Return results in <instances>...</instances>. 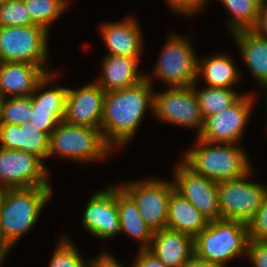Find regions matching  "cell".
I'll return each mask as SVG.
<instances>
[{
  "instance_id": "6da1fadb",
  "label": "cell",
  "mask_w": 267,
  "mask_h": 267,
  "mask_svg": "<svg viewBox=\"0 0 267 267\" xmlns=\"http://www.w3.org/2000/svg\"><path fill=\"white\" fill-rule=\"evenodd\" d=\"M145 79L126 89L105 92L101 133L114 150L128 144L148 109L154 112L153 78Z\"/></svg>"
},
{
  "instance_id": "7a4b0ae2",
  "label": "cell",
  "mask_w": 267,
  "mask_h": 267,
  "mask_svg": "<svg viewBox=\"0 0 267 267\" xmlns=\"http://www.w3.org/2000/svg\"><path fill=\"white\" fill-rule=\"evenodd\" d=\"M183 161L198 174L215 182L234 180L252 170L248 156L239 144L212 143L199 137Z\"/></svg>"
},
{
  "instance_id": "3957f363",
  "label": "cell",
  "mask_w": 267,
  "mask_h": 267,
  "mask_svg": "<svg viewBox=\"0 0 267 267\" xmlns=\"http://www.w3.org/2000/svg\"><path fill=\"white\" fill-rule=\"evenodd\" d=\"M51 186L0 190V215L7 241L13 246L36 222L52 197Z\"/></svg>"
},
{
  "instance_id": "277c9868",
  "label": "cell",
  "mask_w": 267,
  "mask_h": 267,
  "mask_svg": "<svg viewBox=\"0 0 267 267\" xmlns=\"http://www.w3.org/2000/svg\"><path fill=\"white\" fill-rule=\"evenodd\" d=\"M248 226L241 221H209L194 238V255L210 265L226 267L240 255L247 256Z\"/></svg>"
},
{
  "instance_id": "5b68a950",
  "label": "cell",
  "mask_w": 267,
  "mask_h": 267,
  "mask_svg": "<svg viewBox=\"0 0 267 267\" xmlns=\"http://www.w3.org/2000/svg\"><path fill=\"white\" fill-rule=\"evenodd\" d=\"M112 148L104 140L101 129L60 122L49 135L48 158L58 156L75 162L103 160Z\"/></svg>"
},
{
  "instance_id": "8992f818",
  "label": "cell",
  "mask_w": 267,
  "mask_h": 267,
  "mask_svg": "<svg viewBox=\"0 0 267 267\" xmlns=\"http://www.w3.org/2000/svg\"><path fill=\"white\" fill-rule=\"evenodd\" d=\"M49 31L40 25L0 26V59L2 62H25L46 68Z\"/></svg>"
},
{
  "instance_id": "52a82bcc",
  "label": "cell",
  "mask_w": 267,
  "mask_h": 267,
  "mask_svg": "<svg viewBox=\"0 0 267 267\" xmlns=\"http://www.w3.org/2000/svg\"><path fill=\"white\" fill-rule=\"evenodd\" d=\"M197 58L189 38L172 33L153 67L152 75L173 88L193 86L198 80Z\"/></svg>"
},
{
  "instance_id": "ba28073f",
  "label": "cell",
  "mask_w": 267,
  "mask_h": 267,
  "mask_svg": "<svg viewBox=\"0 0 267 267\" xmlns=\"http://www.w3.org/2000/svg\"><path fill=\"white\" fill-rule=\"evenodd\" d=\"M252 170L245 176L217 182L219 209L222 220L241 221L246 224L262 206L267 186L248 181Z\"/></svg>"
},
{
  "instance_id": "9c48e42d",
  "label": "cell",
  "mask_w": 267,
  "mask_h": 267,
  "mask_svg": "<svg viewBox=\"0 0 267 267\" xmlns=\"http://www.w3.org/2000/svg\"><path fill=\"white\" fill-rule=\"evenodd\" d=\"M120 186L134 199L140 215L153 232L166 228L170 195L175 190L173 181L150 178Z\"/></svg>"
},
{
  "instance_id": "30bf717a",
  "label": "cell",
  "mask_w": 267,
  "mask_h": 267,
  "mask_svg": "<svg viewBox=\"0 0 267 267\" xmlns=\"http://www.w3.org/2000/svg\"><path fill=\"white\" fill-rule=\"evenodd\" d=\"M158 120L197 130L200 136L204 118L193 86L169 87L161 93L154 92V112Z\"/></svg>"
},
{
  "instance_id": "8fae6325",
  "label": "cell",
  "mask_w": 267,
  "mask_h": 267,
  "mask_svg": "<svg viewBox=\"0 0 267 267\" xmlns=\"http://www.w3.org/2000/svg\"><path fill=\"white\" fill-rule=\"evenodd\" d=\"M48 168L37 155L0 147V190L51 186Z\"/></svg>"
},
{
  "instance_id": "7c38bea8",
  "label": "cell",
  "mask_w": 267,
  "mask_h": 267,
  "mask_svg": "<svg viewBox=\"0 0 267 267\" xmlns=\"http://www.w3.org/2000/svg\"><path fill=\"white\" fill-rule=\"evenodd\" d=\"M173 176L175 191L190 201L208 221L222 220L217 182L195 172L183 159L175 167Z\"/></svg>"
},
{
  "instance_id": "4fadbf2b",
  "label": "cell",
  "mask_w": 267,
  "mask_h": 267,
  "mask_svg": "<svg viewBox=\"0 0 267 267\" xmlns=\"http://www.w3.org/2000/svg\"><path fill=\"white\" fill-rule=\"evenodd\" d=\"M253 94H243L234 104L204 119L199 138L212 143L238 144L254 106Z\"/></svg>"
},
{
  "instance_id": "5bb4252c",
  "label": "cell",
  "mask_w": 267,
  "mask_h": 267,
  "mask_svg": "<svg viewBox=\"0 0 267 267\" xmlns=\"http://www.w3.org/2000/svg\"><path fill=\"white\" fill-rule=\"evenodd\" d=\"M82 225L90 234L100 239H111L121 233L117 207V186L112 184L96 191L86 204Z\"/></svg>"
},
{
  "instance_id": "9a60e30c",
  "label": "cell",
  "mask_w": 267,
  "mask_h": 267,
  "mask_svg": "<svg viewBox=\"0 0 267 267\" xmlns=\"http://www.w3.org/2000/svg\"><path fill=\"white\" fill-rule=\"evenodd\" d=\"M58 74L55 71L48 73L37 85L32 93V113L30 122L36 128L50 135L57 125L63 121L66 114L67 91L66 87H57L40 92Z\"/></svg>"
},
{
  "instance_id": "2e32d148",
  "label": "cell",
  "mask_w": 267,
  "mask_h": 267,
  "mask_svg": "<svg viewBox=\"0 0 267 267\" xmlns=\"http://www.w3.org/2000/svg\"><path fill=\"white\" fill-rule=\"evenodd\" d=\"M105 91L95 81L80 89L67 91L64 121L69 124L101 129Z\"/></svg>"
},
{
  "instance_id": "e0dca14e",
  "label": "cell",
  "mask_w": 267,
  "mask_h": 267,
  "mask_svg": "<svg viewBox=\"0 0 267 267\" xmlns=\"http://www.w3.org/2000/svg\"><path fill=\"white\" fill-rule=\"evenodd\" d=\"M48 74L39 65L25 62H1L0 97L31 96L38 83Z\"/></svg>"
},
{
  "instance_id": "ac0fdd59",
  "label": "cell",
  "mask_w": 267,
  "mask_h": 267,
  "mask_svg": "<svg viewBox=\"0 0 267 267\" xmlns=\"http://www.w3.org/2000/svg\"><path fill=\"white\" fill-rule=\"evenodd\" d=\"M102 40L108 48V55L139 58L143 50V36L140 25L134 18L110 22L101 26Z\"/></svg>"
},
{
  "instance_id": "d6986e66",
  "label": "cell",
  "mask_w": 267,
  "mask_h": 267,
  "mask_svg": "<svg viewBox=\"0 0 267 267\" xmlns=\"http://www.w3.org/2000/svg\"><path fill=\"white\" fill-rule=\"evenodd\" d=\"M148 250L168 267H182L194 255V238L163 228L153 233Z\"/></svg>"
},
{
  "instance_id": "ffe728a7",
  "label": "cell",
  "mask_w": 267,
  "mask_h": 267,
  "mask_svg": "<svg viewBox=\"0 0 267 267\" xmlns=\"http://www.w3.org/2000/svg\"><path fill=\"white\" fill-rule=\"evenodd\" d=\"M0 144L1 148L33 153L43 161L48 158L49 135L30 121L21 125L3 123Z\"/></svg>"
},
{
  "instance_id": "44dd1931",
  "label": "cell",
  "mask_w": 267,
  "mask_h": 267,
  "mask_svg": "<svg viewBox=\"0 0 267 267\" xmlns=\"http://www.w3.org/2000/svg\"><path fill=\"white\" fill-rule=\"evenodd\" d=\"M140 58L106 55L101 64L102 75L95 82L105 92L118 91L134 86L145 79L138 69Z\"/></svg>"
},
{
  "instance_id": "7402d4cb",
  "label": "cell",
  "mask_w": 267,
  "mask_h": 267,
  "mask_svg": "<svg viewBox=\"0 0 267 267\" xmlns=\"http://www.w3.org/2000/svg\"><path fill=\"white\" fill-rule=\"evenodd\" d=\"M244 64L261 88L267 85V39L255 31L240 30L232 33Z\"/></svg>"
},
{
  "instance_id": "603a6c76",
  "label": "cell",
  "mask_w": 267,
  "mask_h": 267,
  "mask_svg": "<svg viewBox=\"0 0 267 267\" xmlns=\"http://www.w3.org/2000/svg\"><path fill=\"white\" fill-rule=\"evenodd\" d=\"M208 223L207 218L190 201L175 190L171 193L168 204L167 228L195 238L207 227Z\"/></svg>"
},
{
  "instance_id": "cb8c5ba5",
  "label": "cell",
  "mask_w": 267,
  "mask_h": 267,
  "mask_svg": "<svg viewBox=\"0 0 267 267\" xmlns=\"http://www.w3.org/2000/svg\"><path fill=\"white\" fill-rule=\"evenodd\" d=\"M117 207L120 232L140 241V250L148 249L154 232L140 215L134 199L120 185L117 186Z\"/></svg>"
},
{
  "instance_id": "d4e9b609",
  "label": "cell",
  "mask_w": 267,
  "mask_h": 267,
  "mask_svg": "<svg viewBox=\"0 0 267 267\" xmlns=\"http://www.w3.org/2000/svg\"><path fill=\"white\" fill-rule=\"evenodd\" d=\"M230 56L216 54L199 62L197 67V78L200 76L205 81V86L218 88H232L239 82L238 69Z\"/></svg>"
},
{
  "instance_id": "484cf974",
  "label": "cell",
  "mask_w": 267,
  "mask_h": 267,
  "mask_svg": "<svg viewBox=\"0 0 267 267\" xmlns=\"http://www.w3.org/2000/svg\"><path fill=\"white\" fill-rule=\"evenodd\" d=\"M193 85L203 118L215 115L234 104L242 94L233 88H218L205 86L201 90Z\"/></svg>"
},
{
  "instance_id": "4316f807",
  "label": "cell",
  "mask_w": 267,
  "mask_h": 267,
  "mask_svg": "<svg viewBox=\"0 0 267 267\" xmlns=\"http://www.w3.org/2000/svg\"><path fill=\"white\" fill-rule=\"evenodd\" d=\"M231 14L228 23L231 33L253 29L258 21L262 4L267 0H220Z\"/></svg>"
},
{
  "instance_id": "83f0119b",
  "label": "cell",
  "mask_w": 267,
  "mask_h": 267,
  "mask_svg": "<svg viewBox=\"0 0 267 267\" xmlns=\"http://www.w3.org/2000/svg\"><path fill=\"white\" fill-rule=\"evenodd\" d=\"M68 0H24L34 24L45 27L48 31L51 24L68 7Z\"/></svg>"
},
{
  "instance_id": "f1b7e54d",
  "label": "cell",
  "mask_w": 267,
  "mask_h": 267,
  "mask_svg": "<svg viewBox=\"0 0 267 267\" xmlns=\"http://www.w3.org/2000/svg\"><path fill=\"white\" fill-rule=\"evenodd\" d=\"M32 113V97L2 98V123L21 125L29 122Z\"/></svg>"
},
{
  "instance_id": "f546056e",
  "label": "cell",
  "mask_w": 267,
  "mask_h": 267,
  "mask_svg": "<svg viewBox=\"0 0 267 267\" xmlns=\"http://www.w3.org/2000/svg\"><path fill=\"white\" fill-rule=\"evenodd\" d=\"M59 241L49 267H88L89 263L85 262L77 247L70 240L63 236Z\"/></svg>"
},
{
  "instance_id": "4dcf8cb0",
  "label": "cell",
  "mask_w": 267,
  "mask_h": 267,
  "mask_svg": "<svg viewBox=\"0 0 267 267\" xmlns=\"http://www.w3.org/2000/svg\"><path fill=\"white\" fill-rule=\"evenodd\" d=\"M34 25L24 0H10L0 5V26Z\"/></svg>"
},
{
  "instance_id": "1f68e13d",
  "label": "cell",
  "mask_w": 267,
  "mask_h": 267,
  "mask_svg": "<svg viewBox=\"0 0 267 267\" xmlns=\"http://www.w3.org/2000/svg\"><path fill=\"white\" fill-rule=\"evenodd\" d=\"M247 226L249 239L267 241V194L262 206Z\"/></svg>"
},
{
  "instance_id": "d6a6232c",
  "label": "cell",
  "mask_w": 267,
  "mask_h": 267,
  "mask_svg": "<svg viewBox=\"0 0 267 267\" xmlns=\"http://www.w3.org/2000/svg\"><path fill=\"white\" fill-rule=\"evenodd\" d=\"M246 257L253 267H267V241L249 239Z\"/></svg>"
},
{
  "instance_id": "836d02e7",
  "label": "cell",
  "mask_w": 267,
  "mask_h": 267,
  "mask_svg": "<svg viewBox=\"0 0 267 267\" xmlns=\"http://www.w3.org/2000/svg\"><path fill=\"white\" fill-rule=\"evenodd\" d=\"M208 0H166L171 10L185 15H194L207 4Z\"/></svg>"
},
{
  "instance_id": "e575fe53",
  "label": "cell",
  "mask_w": 267,
  "mask_h": 267,
  "mask_svg": "<svg viewBox=\"0 0 267 267\" xmlns=\"http://www.w3.org/2000/svg\"><path fill=\"white\" fill-rule=\"evenodd\" d=\"M132 267H168L148 249L139 250Z\"/></svg>"
},
{
  "instance_id": "d590c367",
  "label": "cell",
  "mask_w": 267,
  "mask_h": 267,
  "mask_svg": "<svg viewBox=\"0 0 267 267\" xmlns=\"http://www.w3.org/2000/svg\"><path fill=\"white\" fill-rule=\"evenodd\" d=\"M88 262V267H125V265L117 261L108 251L101 252L100 255L98 254V256Z\"/></svg>"
},
{
  "instance_id": "8d00e7d4",
  "label": "cell",
  "mask_w": 267,
  "mask_h": 267,
  "mask_svg": "<svg viewBox=\"0 0 267 267\" xmlns=\"http://www.w3.org/2000/svg\"><path fill=\"white\" fill-rule=\"evenodd\" d=\"M259 36L267 39V2L265 1L260 10L256 26L252 29Z\"/></svg>"
},
{
  "instance_id": "74e56055",
  "label": "cell",
  "mask_w": 267,
  "mask_h": 267,
  "mask_svg": "<svg viewBox=\"0 0 267 267\" xmlns=\"http://www.w3.org/2000/svg\"><path fill=\"white\" fill-rule=\"evenodd\" d=\"M12 245L5 238V234L2 228L1 215H0V267L4 263L5 258L8 256L9 250Z\"/></svg>"
},
{
  "instance_id": "f35d334b",
  "label": "cell",
  "mask_w": 267,
  "mask_h": 267,
  "mask_svg": "<svg viewBox=\"0 0 267 267\" xmlns=\"http://www.w3.org/2000/svg\"><path fill=\"white\" fill-rule=\"evenodd\" d=\"M182 267H223L219 265H210L204 260L193 255Z\"/></svg>"
},
{
  "instance_id": "ab89813d",
  "label": "cell",
  "mask_w": 267,
  "mask_h": 267,
  "mask_svg": "<svg viewBox=\"0 0 267 267\" xmlns=\"http://www.w3.org/2000/svg\"><path fill=\"white\" fill-rule=\"evenodd\" d=\"M1 111H2V98L0 97V127L2 126V116H1Z\"/></svg>"
},
{
  "instance_id": "60d3db41",
  "label": "cell",
  "mask_w": 267,
  "mask_h": 267,
  "mask_svg": "<svg viewBox=\"0 0 267 267\" xmlns=\"http://www.w3.org/2000/svg\"><path fill=\"white\" fill-rule=\"evenodd\" d=\"M265 90L267 89V85L263 87ZM267 91V90H266ZM266 96H267V92H266ZM266 102H267V97H266ZM266 109H267V103H266Z\"/></svg>"
},
{
  "instance_id": "b9f144b4",
  "label": "cell",
  "mask_w": 267,
  "mask_h": 267,
  "mask_svg": "<svg viewBox=\"0 0 267 267\" xmlns=\"http://www.w3.org/2000/svg\"><path fill=\"white\" fill-rule=\"evenodd\" d=\"M7 1H10V0H0V5H1L2 3L7 2Z\"/></svg>"
}]
</instances>
